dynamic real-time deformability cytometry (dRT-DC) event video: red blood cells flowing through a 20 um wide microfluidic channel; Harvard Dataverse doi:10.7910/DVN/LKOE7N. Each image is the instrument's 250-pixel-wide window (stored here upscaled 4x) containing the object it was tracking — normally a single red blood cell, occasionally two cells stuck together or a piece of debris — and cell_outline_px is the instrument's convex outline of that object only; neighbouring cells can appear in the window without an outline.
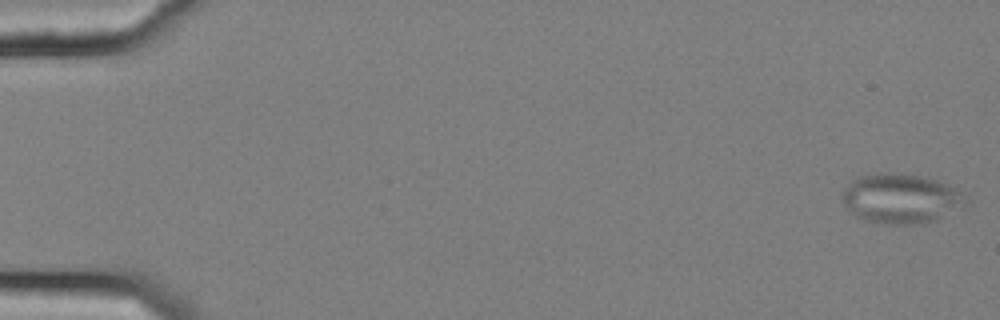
{"species": "common noctule bat (a hibernating species)", "species_latin": "Nyctalus noctula", "temperature_condition": "cold", "stored_images_in_passage": 57, "camera_frame_rate_fps": 3000, "um_per_image_px": 0.085, "animal": {"sex": "female", "body_mass_g": 25.1}, "frame": {"image": 1, "passage_image": 2, "time_ms": 0.333, "image_size_px": [1000, 320], "cell_outline_px": [[964, 200], [936, 220], [916, 224], [888, 224], [864, 220], [856, 216], [844, 204], [844, 188], [852, 180], [860, 176], [888, 172], [920, 176], [936, 180], [948, 184], [956, 188], [964, 196]], "centroid_in_image_um": [76.49, 16.86], "position_along_channel_um": 8.5, "area_um2": 34.62}}
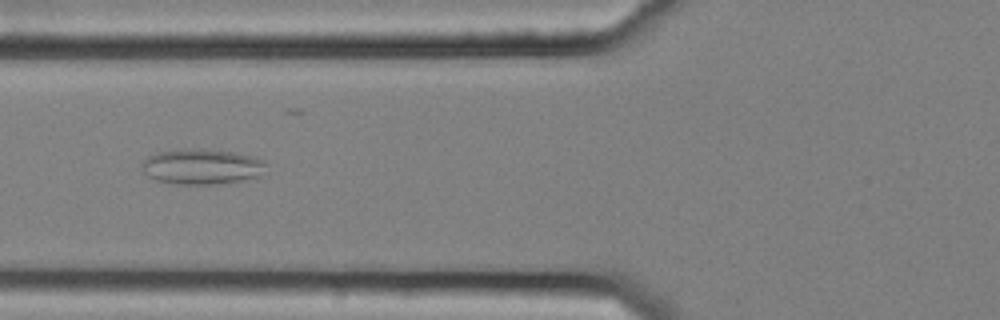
{"frame": {"image": 2, "passage_image": 23, "time_ms": 7.333, "image_size_px": [1000, 320], "cell_outline_px": [[268, 164], [264, 176], [216, 184], [172, 184], [156, 180], [148, 176], [144, 172], [140, 164], [148, 156], [156, 152], [180, 148], [200, 148], [236, 152], [252, 156], [264, 160]], "centroid_in_image_um": [17.18, 14.15], "position_along_channel_um": 108.6, "area_um2": 26.3}}
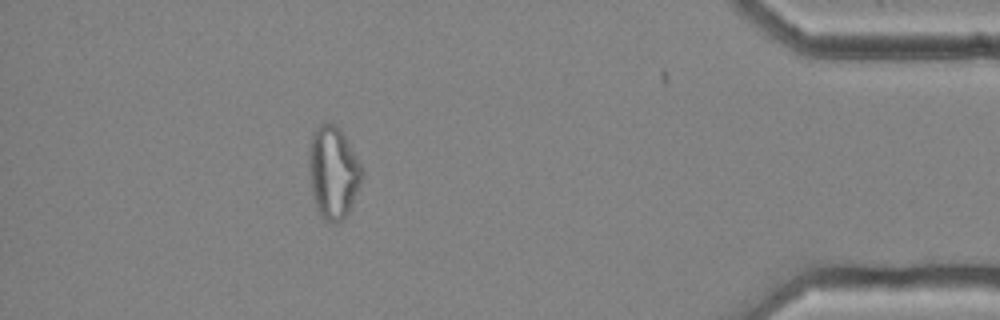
{"frame": {"image": 3, "passage_image": 51, "time_ms": 16.667, "image_size_px": [1000, 320], "cell_outline_px": [[364, 176], [352, 204], [348, 212], [336, 224], [332, 224], [324, 220], [316, 212], [312, 192], [308, 168], [308, 152], [312, 132], [320, 124], [336, 124], [340, 128], [360, 164]], "centroid_in_image_um": [28.29, 14.68], "position_along_channel_um": 406.9, "area_um2": 28.73}, "authors_computed_cell_mechanics": {"area_um2": 27.9752, "velocity_mm_per_s": 3.67, "shape_relaxation_time_tau1_ms": null, "shape_relaxation_time_tau2_ms": 1.9959, "deformation_change_tau1": null, "deformation_change_tau2": 0.0941}}